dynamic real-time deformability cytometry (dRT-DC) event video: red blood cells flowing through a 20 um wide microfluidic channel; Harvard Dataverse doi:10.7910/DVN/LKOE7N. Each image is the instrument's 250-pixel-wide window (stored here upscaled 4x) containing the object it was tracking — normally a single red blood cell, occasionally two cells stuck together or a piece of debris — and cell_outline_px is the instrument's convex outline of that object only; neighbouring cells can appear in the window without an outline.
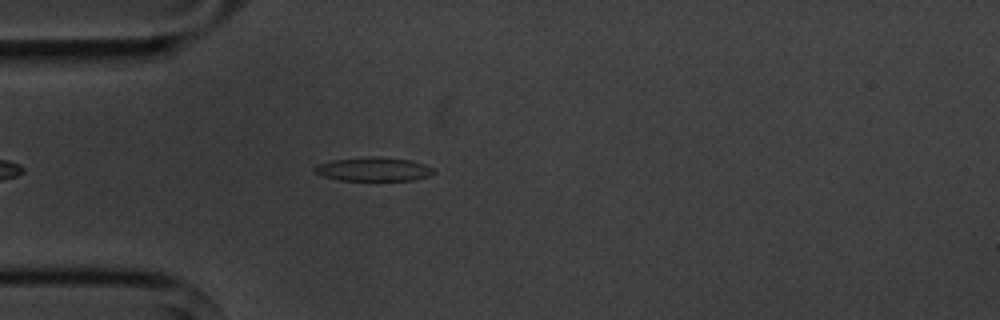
{"species": "common noctule bat (a hibernating species)", "species_latin": "Nyctalus noctula", "temperature_condition": "cold", "stored_images_in_passage": 1, "camera_frame_rate_fps": 3000, "um_per_image_px": 0.085, "animal": {"sex": "male", "body_mass_g": 20.1, "forearm_length_mm": 53.5}, "frame": {"image": 1, "passage_image": 1, "time_ms": 0.0, "image_size_px": [1000, 320], "cell_outline_px": [[436, 172], [428, 176], [412, 180], [340, 180], [324, 176], [316, 172], [312, 168], [316, 164], [336, 160], [368, 156], [380, 156], [412, 160], [436, 168]], "centroid_in_image_um": [31.8, 14.37], "position_along_channel_um": 53.2, "area_um2": 16.59}}